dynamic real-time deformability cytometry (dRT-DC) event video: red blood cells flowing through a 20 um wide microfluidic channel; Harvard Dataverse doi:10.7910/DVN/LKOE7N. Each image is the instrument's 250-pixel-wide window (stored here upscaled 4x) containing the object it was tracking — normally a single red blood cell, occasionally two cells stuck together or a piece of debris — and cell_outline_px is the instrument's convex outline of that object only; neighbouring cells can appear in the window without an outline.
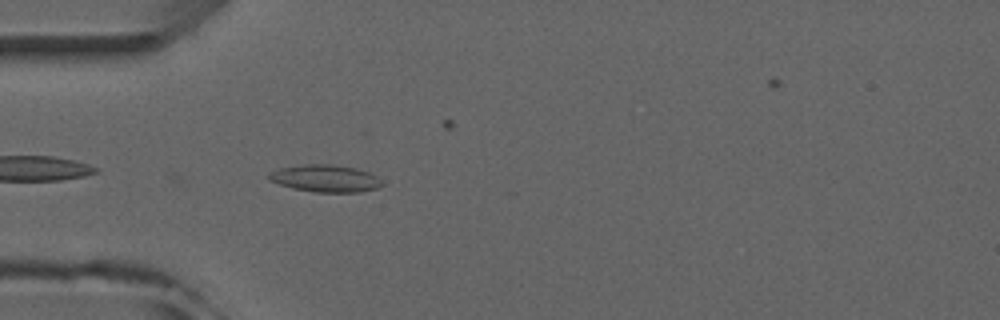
{"species": "common noctule bat (a hibernating species)", "species_latin": "Nyctalus noctula", "temperature_condition": "room temperature", "stored_images_in_passage": 3, "camera_frame_rate_fps": 3000, "um_per_image_px": 0.085, "animal": {"sex": "male", "forearm_length_mm": 52.5}, "frame": {"image": 1, "passage_image": 3, "time_ms": 2.333, "image_size_px": [1000, 320], "cell_outline_px": [[384, 184], [380, 188], [360, 192], [316, 192], [292, 188], [268, 180], [268, 172], [280, 168], [304, 164], [332, 164], [356, 168], [368, 172], [376, 176]], "centroid_in_image_um": [27.66, 15.16], "position_along_channel_um": 57.3, "area_um2": 18.03}}